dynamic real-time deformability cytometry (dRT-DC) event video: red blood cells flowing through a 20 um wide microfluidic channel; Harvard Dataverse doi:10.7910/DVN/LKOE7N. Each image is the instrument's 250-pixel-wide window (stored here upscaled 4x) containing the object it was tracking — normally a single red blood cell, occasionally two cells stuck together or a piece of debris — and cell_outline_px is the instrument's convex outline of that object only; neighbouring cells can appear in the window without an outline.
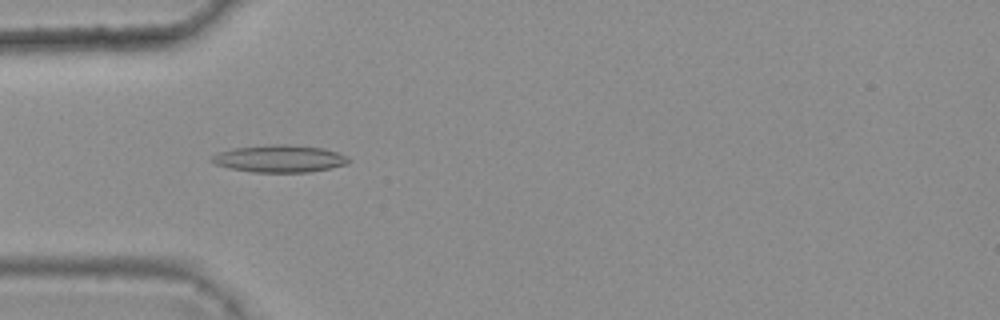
{"species": "common noctule bat (a hibernating species)", "species_latin": "Nyctalus noctula", "temperature_condition": "warm", "stored_images_in_passage": 4, "camera_frame_rate_fps": 3000, "um_per_image_px": 0.085, "animal": {"sex": "female", "body_mass_g": 25.1}, "frame": {"image": 1, "passage_image": 3, "time_ms": 0.667, "image_size_px": [1000, 320], "cell_outline_px": [[352, 160], [348, 164], [308, 172], [252, 172], [232, 168], [216, 164], [208, 160], [212, 156], [220, 152], [232, 148], [272, 144], [284, 144], [324, 148], [348, 156]], "centroid_in_image_um": [23.78, 13.48], "position_along_channel_um": 61.2, "area_um2": 21.68}}
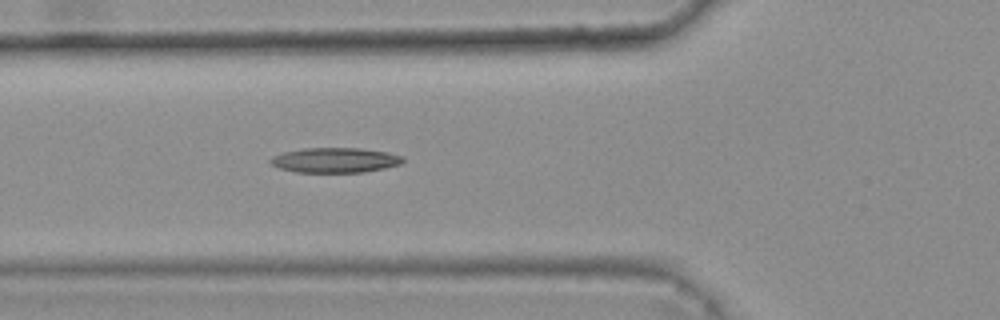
{"frame": {"image": 2, "passage_image": 4, "time_ms": 1.0, "image_size_px": [1000, 320], "cell_outline_px": [[404, 160], [400, 164], [384, 168], [364, 172], [296, 172], [280, 168], [272, 164], [268, 160], [272, 156], [284, 152], [304, 148], [360, 148], [388, 152], [404, 156]], "centroid_in_image_um": [28.49, 13.61], "position_along_channel_um": 97.3, "area_um2": 19.25}}